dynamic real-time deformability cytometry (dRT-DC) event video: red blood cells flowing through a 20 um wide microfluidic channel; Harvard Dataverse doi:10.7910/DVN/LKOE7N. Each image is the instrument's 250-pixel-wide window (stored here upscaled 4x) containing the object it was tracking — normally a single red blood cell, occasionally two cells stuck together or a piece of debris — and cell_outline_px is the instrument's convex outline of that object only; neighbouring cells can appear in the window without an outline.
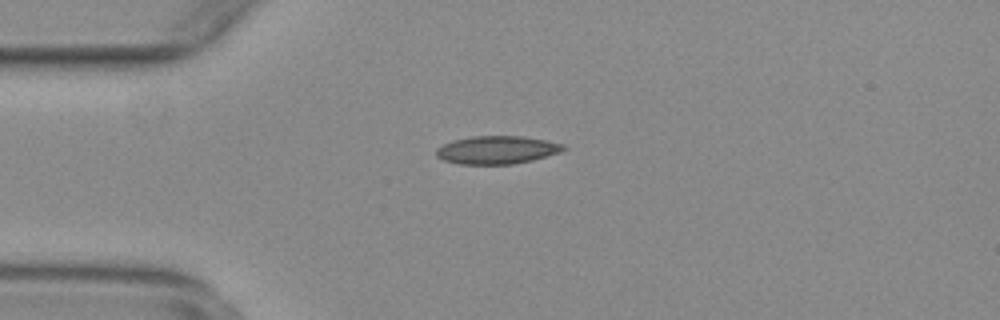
{"species": "common noctule bat (a hibernating species)", "species_latin": "Nyctalus noctula", "temperature_condition": "warm", "stored_images_in_passage": 28, "camera_frame_rate_fps": 3000, "um_per_image_px": 0.085, "animal": {"sex": "female", "body_mass_g": 29.2, "forearm_length_mm": 56.3}, "frame": {"image": 1, "passage_image": 2, "time_ms": 0.333, "image_size_px": [1000, 320], "cell_outline_px": [[568, 148], [560, 152], [532, 160], [512, 164], [460, 164], [444, 160], [436, 156], [436, 148], [452, 140], [472, 136], [524, 136], [564, 144]], "centroid_in_image_um": [42.24, 12.74], "position_along_channel_um": 42.8, "area_um2": 20.75}}
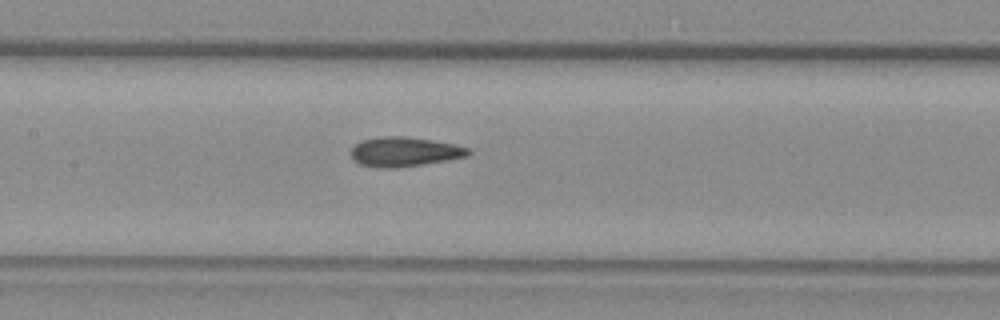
{"frame": {"image": 2, "passage_image": 14, "time_ms": 4.333, "image_size_px": [1000, 320], "cell_outline_px": [[472, 152], [468, 156], [448, 160], [424, 164], [396, 168], [376, 168], [360, 164], [352, 160], [352, 148], [356, 144], [364, 140], [380, 136], [404, 136], [432, 140], [452, 144], [468, 148]], "centroid_in_image_um": [34.37, 12.91], "position_along_channel_um": 173.0, "area_um2": 20.17}}
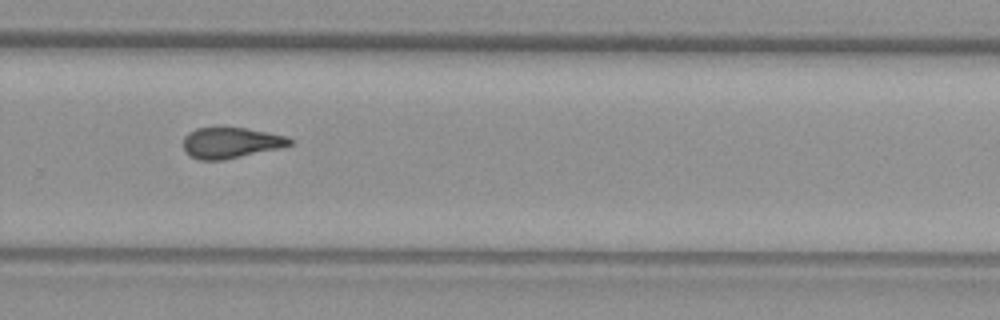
{"frame": {"image": 3, "passage_image": 25, "time_ms": 8.0, "image_size_px": [1000, 320], "cell_outline_px": [[292, 144], [280, 148], [224, 160], [200, 160], [188, 156], [184, 148], [184, 136], [188, 132], [196, 128], [216, 124], [244, 128], [284, 136], [292, 140]], "centroid_in_image_um": [19.53, 12.1], "position_along_channel_um": 310.3, "area_um2": 19.59}}